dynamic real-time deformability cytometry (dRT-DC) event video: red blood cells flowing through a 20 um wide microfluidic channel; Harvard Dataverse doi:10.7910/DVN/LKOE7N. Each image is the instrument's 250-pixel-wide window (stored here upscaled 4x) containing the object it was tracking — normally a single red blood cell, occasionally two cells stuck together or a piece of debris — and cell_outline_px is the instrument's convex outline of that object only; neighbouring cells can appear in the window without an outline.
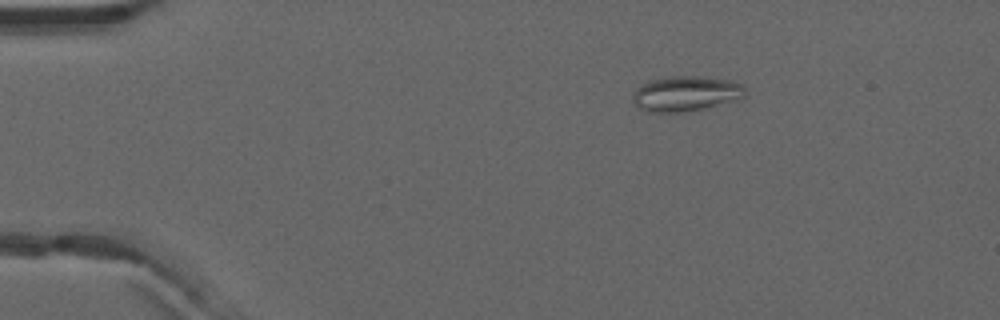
{"species": "common noctule bat (a hibernating species)", "species_latin": "Nyctalus noctula", "temperature_condition": "warm", "stored_images_in_passage": 8, "camera_frame_rate_fps": 3000, "um_per_image_px": 0.085, "animal": {"sex": "male", "forearm_length_mm": 52.5}, "frame": {"image": 1, "passage_image": 1, "time_ms": 0.0, "image_size_px": [1000, 320], "cell_outline_px": [[748, 96], [740, 100], [704, 108], [680, 112], [648, 112], [636, 108], [632, 100], [632, 96], [636, 88], [640, 84], [648, 80], [664, 76], [700, 76], [728, 80], [744, 84]], "centroid_in_image_um": [58.3, 7.95], "position_along_channel_um": 26.7, "area_um2": 23.7}}